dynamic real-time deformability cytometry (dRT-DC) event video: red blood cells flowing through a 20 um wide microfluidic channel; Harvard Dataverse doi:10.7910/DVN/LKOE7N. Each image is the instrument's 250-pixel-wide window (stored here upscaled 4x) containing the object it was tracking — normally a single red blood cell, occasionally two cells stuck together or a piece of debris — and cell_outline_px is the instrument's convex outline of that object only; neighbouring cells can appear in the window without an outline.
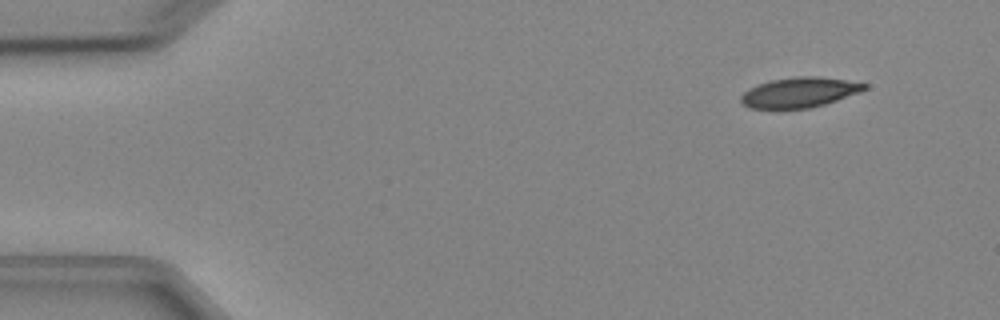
{"species": "Egyptian fruit bat (a non-hibernating species)", "species_latin": "Rousettus aegyptiacus", "temperature_condition": "cold", "stored_images_in_passage": 5, "camera_frame_rate_fps": 3000, "um_per_image_px": 0.085, "animal": {"sex": "female"}, "frame": {"image": 1, "passage_image": 2, "time_ms": 1.0, "image_size_px": [1000, 320], "cell_outline_px": [[868, 88], [860, 92], [812, 108], [748, 108], [740, 100], [740, 96], [744, 92], [760, 84], [772, 80], [800, 76], [816, 76], [844, 80], [868, 84]], "centroid_in_image_um": [67.97, 7.86], "position_along_channel_um": 17.0, "area_um2": 21.27}}
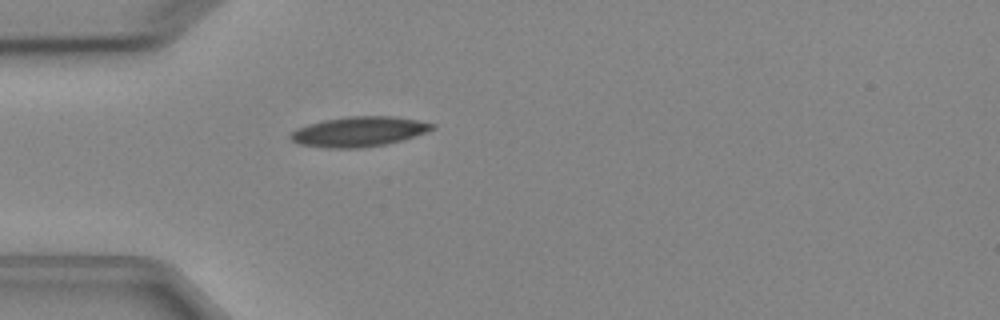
{"frame": {"image": 2, "passage_image": 5, "time_ms": 4.333, "image_size_px": [1000, 320], "cell_outline_px": [[436, 128], [400, 140], [384, 144], [360, 148], [328, 148], [300, 144], [292, 140], [288, 136], [296, 128], [308, 124], [324, 120], [348, 116], [392, 116], [416, 120], [436, 124]], "centroid_in_image_um": [30.47, 11.18], "position_along_channel_um": 54.5, "area_um2": 24.45}}